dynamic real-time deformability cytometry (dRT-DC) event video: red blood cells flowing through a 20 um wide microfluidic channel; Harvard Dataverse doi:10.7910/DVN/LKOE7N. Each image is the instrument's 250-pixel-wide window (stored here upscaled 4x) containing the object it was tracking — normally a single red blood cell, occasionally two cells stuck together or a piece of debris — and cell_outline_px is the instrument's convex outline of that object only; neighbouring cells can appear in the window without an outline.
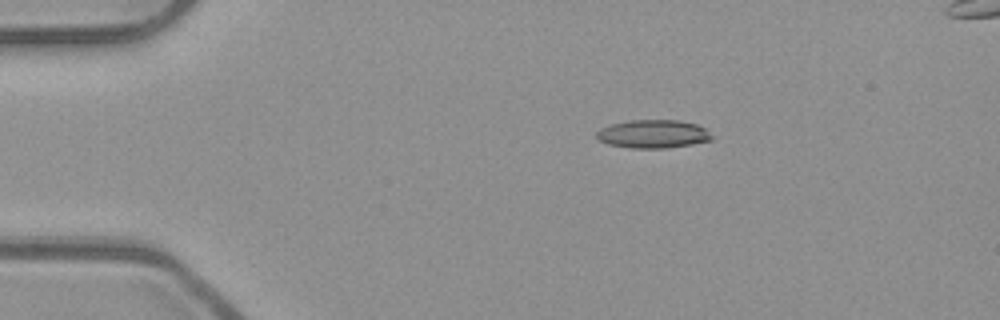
{"species": "common noctule bat (a hibernating species)", "species_latin": "Nyctalus noctula", "temperature_condition": "room temperature", "stored_images_in_passage": 17, "camera_frame_rate_fps": 3000, "um_per_image_px": 0.085, "animal": {"sex": "male", "body_mass_g": 23.1, "forearm_length_mm": 52.7}, "frame": {"image": 1, "passage_image": 1, "time_ms": 0.0, "image_size_px": [1000, 320], "cell_outline_px": [[712, 140], [692, 144], [664, 148], [632, 148], [608, 144], [600, 140], [596, 136], [596, 132], [600, 128], [612, 124], [632, 120], [680, 120], [696, 124], [704, 128], [712, 136]], "centroid_in_image_um": [55.51, 11.38], "position_along_channel_um": 29.5, "area_um2": 18.84}}
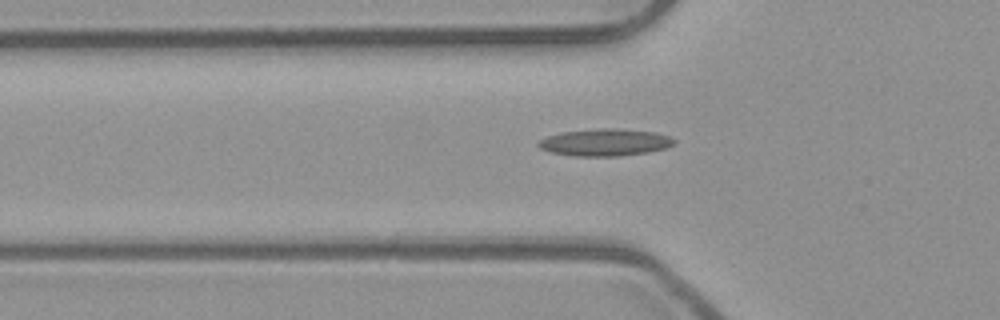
{"frame": {"image": 2, "passage_image": 9, "time_ms": 2.667, "image_size_px": [1000, 320], "cell_outline_px": [[676, 140], [672, 144], [664, 148], [648, 152], [620, 156], [572, 156], [552, 152], [540, 148], [536, 144], [540, 140], [548, 136], [560, 132], [600, 128], [612, 128], [656, 132], [668, 136]], "centroid_in_image_um": [51.4, 12.1], "position_along_channel_um": 74.4, "area_um2": 21.33}}
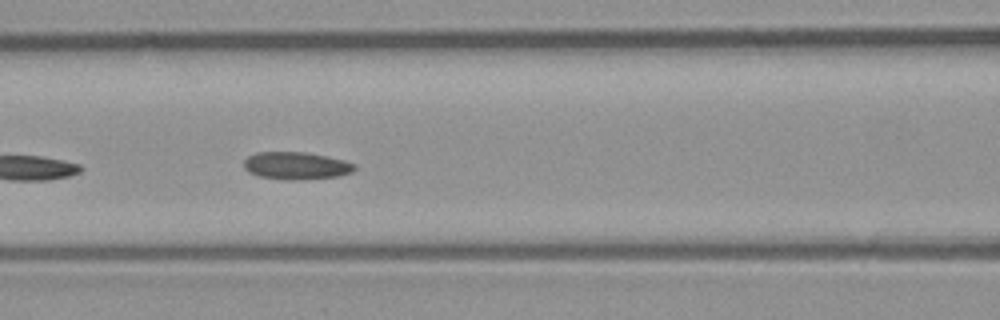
{"frame": {"image": 3, "passage_image": 13, "time_ms": 4.0, "image_size_px": [1000, 320], "cell_outline_px": [[356, 168], [352, 172], [340, 176], [300, 180], [284, 180], [260, 176], [248, 172], [244, 168], [244, 160], [248, 156], [256, 152], [304, 152], [344, 160], [356, 164]], "centroid_in_image_um": [25.17, 14.09], "position_along_channel_um": 141.4, "area_um2": 17.8}}